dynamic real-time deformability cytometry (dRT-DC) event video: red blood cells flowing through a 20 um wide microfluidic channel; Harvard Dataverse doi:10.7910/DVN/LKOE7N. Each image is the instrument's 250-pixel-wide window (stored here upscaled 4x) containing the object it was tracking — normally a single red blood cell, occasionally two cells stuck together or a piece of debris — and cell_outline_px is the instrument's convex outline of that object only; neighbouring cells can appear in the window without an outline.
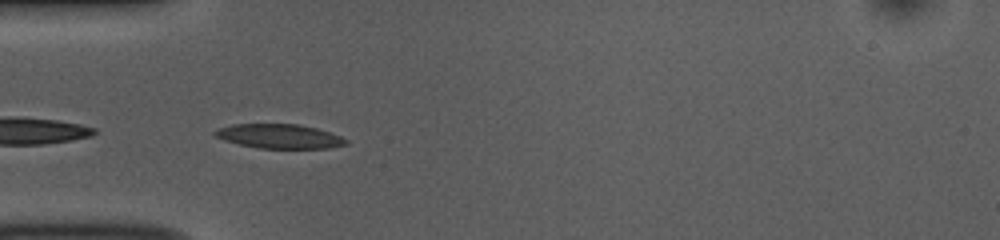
{"species": "common noctule bat (a hibernating species)", "species_latin": "Nyctalus noctula", "temperature_condition": "room temperature", "stored_images_in_passage": 26, "camera_frame_rate_fps": 3000, "um_per_image_px": 0.085, "animal": {"sex": "female", "body_mass_g": 10.0, "forearm_length_mm": 53.1}, "frame": {"image": 1, "passage_image": 1, "time_ms": 0.0, "image_size_px": [1000, 240], "cell_outline_px": [[348, 144], [328, 148], [260, 148], [240, 144], [224, 140], [216, 136], [212, 132], [220, 128], [232, 124], [300, 124], [316, 128], [340, 136], [348, 140]], "centroid_in_image_um": [23.76, 11.58], "position_along_channel_um": 61.2, "area_um2": 18.38}}
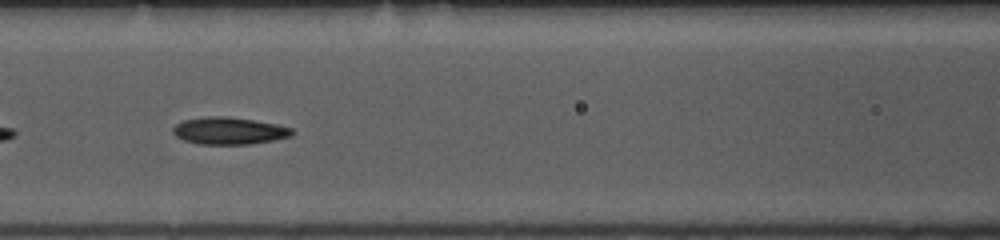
{"frame": {"image": 2, "passage_image": 8, "time_ms": 2.333, "image_size_px": [1000, 240], "cell_outline_px": [[296, 132], [292, 136], [272, 140], [248, 144], [200, 144], [184, 140], [176, 136], [172, 132], [172, 128], [176, 124], [184, 120], [208, 116], [224, 116], [252, 120], [276, 124], [292, 128]], "centroid_in_image_um": [19.47, 11.12], "position_along_channel_um": 147.1, "area_um2": 18.73}}
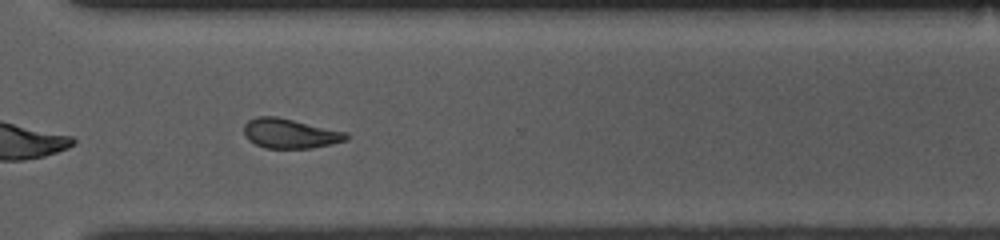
{"frame": {"image": 3, "passage_image": 24, "time_ms": 7.667, "image_size_px": [1000, 240], "cell_outline_px": [[348, 140], [332, 144], [312, 148], [264, 148], [248, 140], [244, 136], [244, 124], [248, 120], [256, 116], [276, 116], [348, 132]], "centroid_in_image_um": [24.65, 11.34], "position_along_channel_um": 346.0, "area_um2": 17.86}, "authors_computed_cell_mechanics": {"area_um2": 18.496, "velocity_mm_per_s": 3.7336, "shape_relaxation_time_tau1_ms": 5.0794, "shape_relaxation_time_tau2_ms": 3.4436, "deformation_change_tau1": 0.1335, "deformation_change_tau2": 0.1078}}